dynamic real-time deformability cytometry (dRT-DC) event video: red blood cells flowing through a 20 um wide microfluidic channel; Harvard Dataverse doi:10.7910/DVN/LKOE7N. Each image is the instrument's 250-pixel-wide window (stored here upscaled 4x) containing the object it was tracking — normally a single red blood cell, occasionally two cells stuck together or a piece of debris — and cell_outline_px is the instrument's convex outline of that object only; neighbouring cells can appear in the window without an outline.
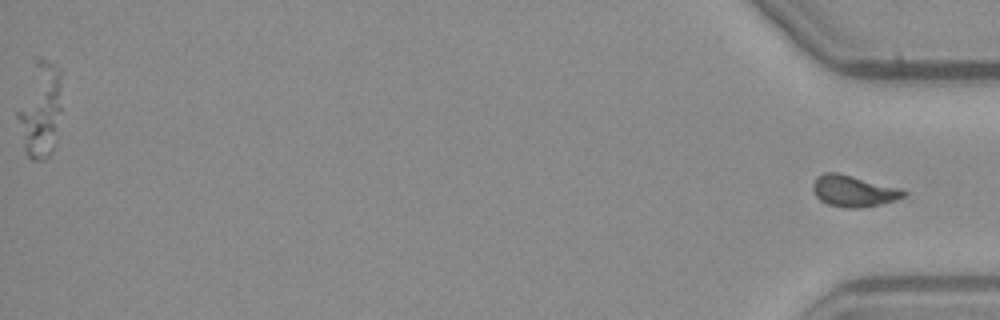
{"species": "common noctule bat (a hibernating species)", "species_latin": "Nyctalus noctula", "temperature_condition": "warm", "stored_images_in_passage": 49, "segment_of_instrument_passage": [2, 2], "camera_frame_rate_fps": 3000, "um_per_image_px": 0.085, "animal": {"sex": "male", "body_mass_g": 23.1, "forearm_length_mm": 52.7}, "frame": {"image": 1, "passage_image": 49, "time_ms": 16.0, "image_size_px": [1000, 320], "cell_outline_px": [[908, 192], [904, 196], [896, 200], [880, 204], [860, 208], [844, 208], [828, 204], [820, 200], [816, 196], [812, 188], [812, 184], [816, 176], [824, 172], [836, 172], [900, 188]], "centroid_in_image_um": [72.52, 16.24], "position_along_channel_um": 362.7, "area_um2": 16.59}}